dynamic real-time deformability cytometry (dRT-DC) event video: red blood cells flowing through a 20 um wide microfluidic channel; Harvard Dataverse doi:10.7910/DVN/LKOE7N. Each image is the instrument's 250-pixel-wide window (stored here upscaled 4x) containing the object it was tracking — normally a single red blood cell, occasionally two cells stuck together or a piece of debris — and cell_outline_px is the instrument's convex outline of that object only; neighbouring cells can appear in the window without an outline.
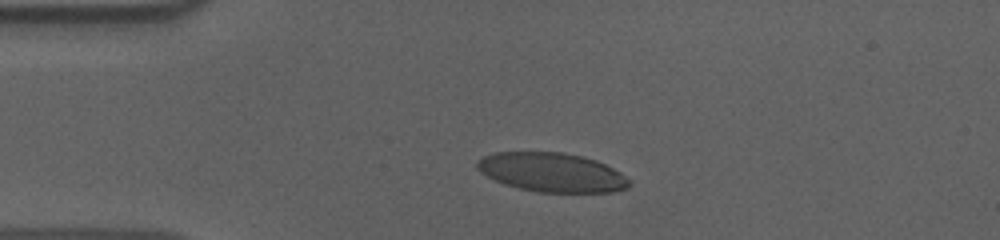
{"species": "human", "species_latin": "Homo sapiens", "temperature_condition": "cold", "stored_images_in_passage": 37, "camera_frame_rate_fps": 3000, "um_per_image_px": 0.085, "donor": {"sex": "male"}, "frame": {"image": 1, "passage_image": 1, "time_ms": 0.0, "image_size_px": [1000, 240], "cell_outline_px": [[632, 184], [628, 188], [616, 192], [536, 192], [504, 184], [480, 172], [476, 168], [476, 160], [484, 156], [496, 152], [560, 152], [580, 156], [596, 160], [620, 172], [632, 180]], "centroid_in_image_um": [46.93, 14.66], "position_along_channel_um": 38.1, "area_um2": 34.74}}
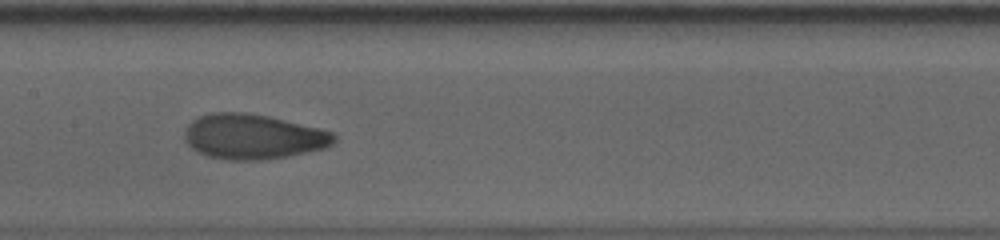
{"frame": {"image": 2, "passage_image": 16, "time_ms": 5.0, "image_size_px": [1000, 240], "cell_outline_px": [[336, 140], [332, 144], [324, 148], [288, 156], [260, 160], [228, 160], [208, 156], [196, 152], [184, 140], [184, 132], [188, 124], [192, 120], [200, 116], [212, 112], [248, 112], [268, 116], [320, 128], [332, 132], [336, 136]], "centroid_in_image_um": [21.48, 11.61], "position_along_channel_um": 185.9, "area_um2": 39.36}}
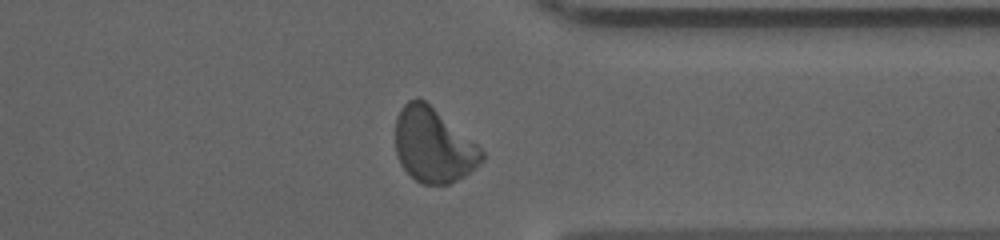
{"frame": {"image": 3, "passage_image": 32, "time_ms": 10.333, "image_size_px": [1000, 240], "cell_outline_px": [[484, 160], [476, 168], [464, 176], [448, 184], [420, 184], [400, 164], [396, 152], [396, 116], [400, 108], [408, 100], [416, 96], [424, 100], [476, 144], [484, 152]], "centroid_in_image_um": [36.82, 12.35], "position_along_channel_um": 374.6, "area_um2": 37.17}, "authors_computed_cell_mechanics": {"area_um2": 37.8012, "velocity_mm_per_s": 3.6158, "shape_relaxation_time_tau1_ms": 4.2996, "shape_relaxation_time_tau2_ms": 1.2728, "deformation_change_tau1": 0.1785, "deformation_change_tau2": 0.0618}}